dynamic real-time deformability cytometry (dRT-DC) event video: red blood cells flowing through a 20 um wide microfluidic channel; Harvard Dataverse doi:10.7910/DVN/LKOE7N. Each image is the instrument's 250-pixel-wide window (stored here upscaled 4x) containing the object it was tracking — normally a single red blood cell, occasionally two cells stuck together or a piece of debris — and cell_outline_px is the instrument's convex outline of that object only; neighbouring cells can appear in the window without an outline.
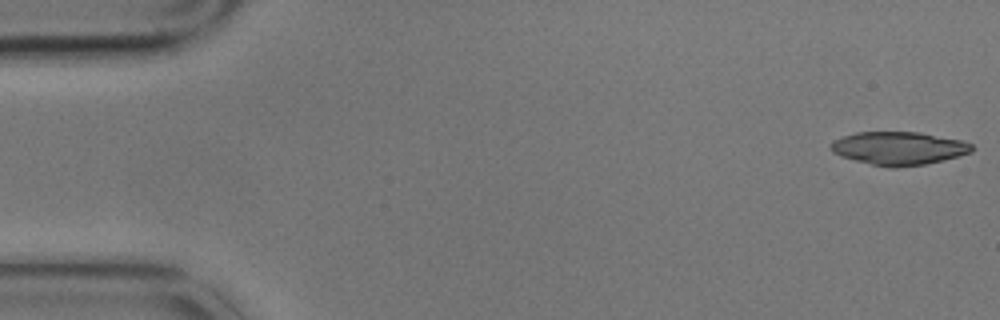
{"species": "common noctule bat (a hibernating species)", "species_latin": "Nyctalus noctula", "temperature_condition": "cold", "stored_images_in_passage": 5, "camera_frame_rate_fps": 3000, "um_per_image_px": 0.085, "animal": {"sex": "male", "body_mass_g": 17.9}, "frame": {"image": 1, "passage_image": 1, "time_ms": 0.0, "image_size_px": [1000, 320], "cell_outline_px": [[972, 152], [924, 164], [896, 168], [888, 168], [840, 156], [832, 152], [832, 140], [856, 132], [920, 132], [960, 140], [972, 144]], "centroid_in_image_um": [76.37, 12.6], "position_along_channel_um": 8.6, "area_um2": 26.93}}